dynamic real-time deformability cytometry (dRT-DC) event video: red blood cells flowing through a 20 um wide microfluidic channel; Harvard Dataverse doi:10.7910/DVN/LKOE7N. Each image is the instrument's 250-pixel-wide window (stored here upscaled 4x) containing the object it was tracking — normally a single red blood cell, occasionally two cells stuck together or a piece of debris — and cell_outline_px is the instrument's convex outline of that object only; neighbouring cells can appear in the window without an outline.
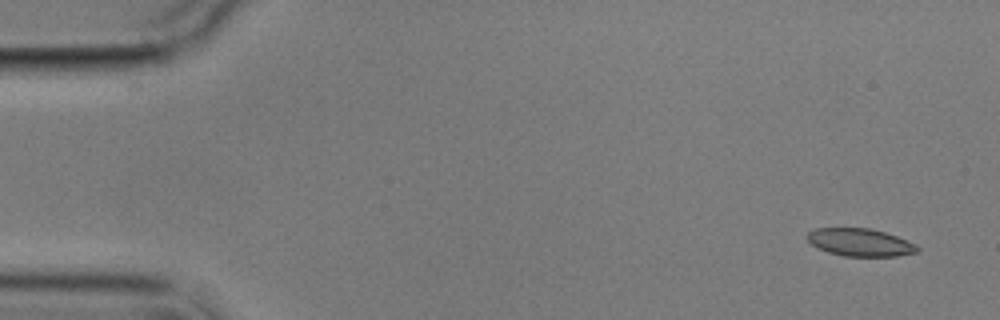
{"species": "common noctule bat (a hibernating species)", "species_latin": "Nyctalus noctula", "temperature_condition": "cold", "stored_images_in_passage": 4, "camera_frame_rate_fps": 3000, "um_per_image_px": 0.085, "animal": {"sex": "male", "body_mass_g": 17.9}, "frame": {"image": 1, "passage_image": 1, "time_ms": 0.0, "image_size_px": [1000, 320], "cell_outline_px": [[920, 252], [896, 256], [844, 256], [828, 252], [816, 248], [804, 236], [812, 228], [872, 228], [896, 236], [916, 244], [920, 248]], "centroid_in_image_um": [73.09, 20.6], "position_along_channel_um": 11.9, "area_um2": 17.98}}
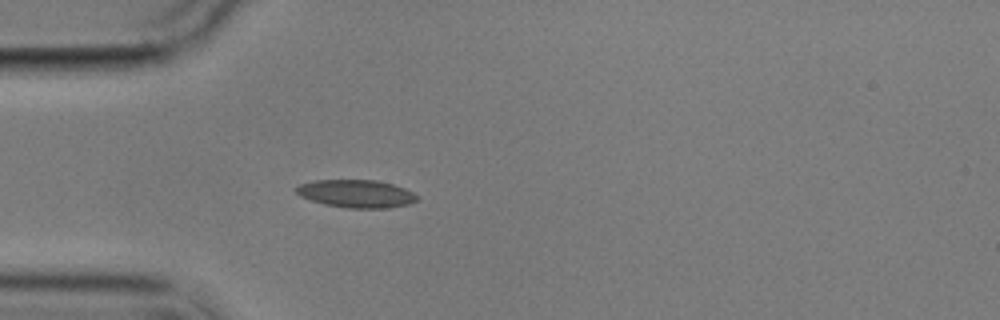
{"frame": {"image": 2, "passage_image": 4, "time_ms": 4.333, "image_size_px": [1000, 320], "cell_outline_px": [[420, 196], [416, 200], [408, 204], [388, 208], [348, 208], [324, 204], [300, 196], [292, 188], [300, 184], [316, 180], [376, 180], [392, 184], [404, 188]], "centroid_in_image_um": [30.27, 16.46], "position_along_channel_um": 54.7, "area_um2": 19.59}}